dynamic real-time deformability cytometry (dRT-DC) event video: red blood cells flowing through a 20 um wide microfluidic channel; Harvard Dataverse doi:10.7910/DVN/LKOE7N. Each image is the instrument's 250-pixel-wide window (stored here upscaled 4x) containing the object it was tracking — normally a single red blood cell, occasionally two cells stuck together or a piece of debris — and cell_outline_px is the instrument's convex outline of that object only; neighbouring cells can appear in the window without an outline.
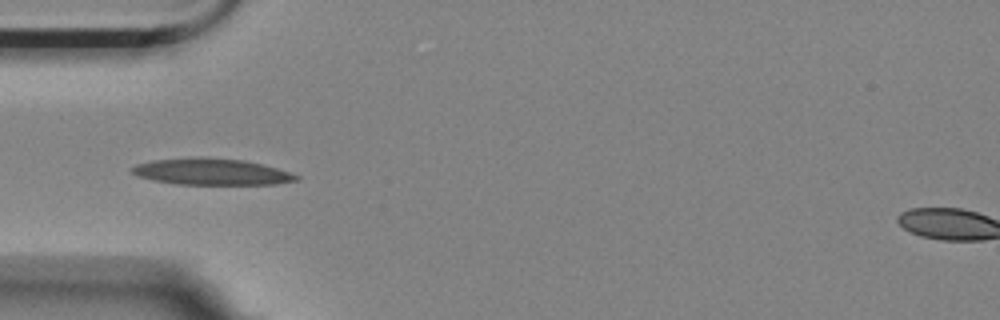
{"species": "Egyptian fruit bat (a non-hibernating species)", "species_latin": "Rousettus aegyptiacus", "temperature_condition": "room temperature", "stored_images_in_passage": 6, "camera_frame_rate_fps": 3000, "um_per_image_px": 0.085, "animal": {"sex": "female"}, "frame": {"image": 1, "passage_image": 5, "time_ms": 1.333, "image_size_px": [1000, 320], "cell_outline_px": [[300, 180], [276, 184], [176, 184], [152, 180], [136, 176], [128, 168], [136, 164], [152, 160], [244, 160], [276, 168], [300, 176]], "centroid_in_image_um": [17.98, 14.65], "position_along_channel_um": 67.0, "area_um2": 24.16}}
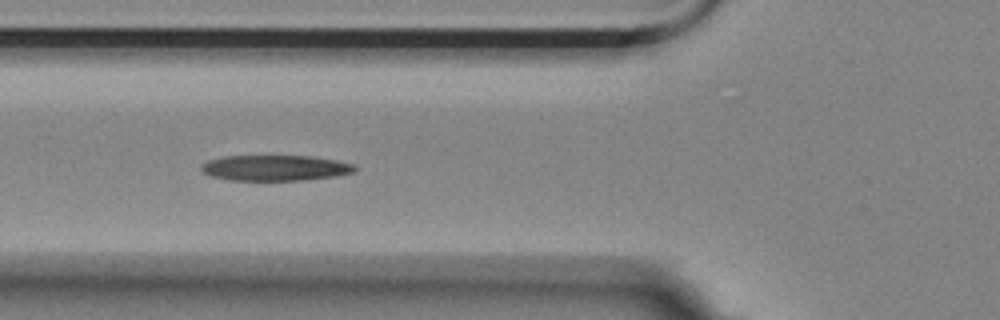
{"frame": {"image": 2, "passage_image": 6, "time_ms": 1.667, "image_size_px": [1000, 320], "cell_outline_px": [[356, 168], [352, 172], [332, 176], [304, 180], [232, 180], [212, 176], [204, 172], [200, 168], [200, 164], [208, 160], [224, 156], [312, 156], [336, 160], [352, 164]], "centroid_in_image_um": [23.34, 14.26], "position_along_channel_um": 102.5, "area_um2": 22.66}}